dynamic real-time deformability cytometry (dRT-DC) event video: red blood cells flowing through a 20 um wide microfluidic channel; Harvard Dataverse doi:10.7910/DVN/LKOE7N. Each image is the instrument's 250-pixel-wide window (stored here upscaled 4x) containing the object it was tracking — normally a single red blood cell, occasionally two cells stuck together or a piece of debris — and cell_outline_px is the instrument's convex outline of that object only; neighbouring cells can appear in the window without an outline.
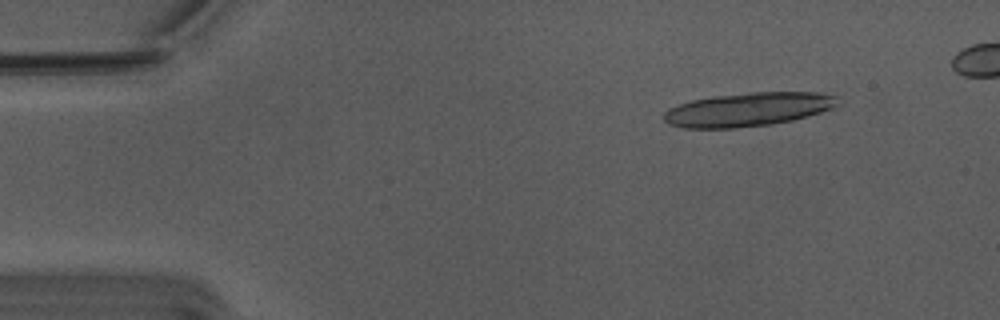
{"species": "Egyptian fruit bat (a non-hibernating species)", "species_latin": "Rousettus aegyptiacus", "temperature_condition": "warm", "stored_images_in_passage": 20, "camera_frame_rate_fps": 3000, "um_per_image_px": 0.085, "animal": {"sex": "male"}, "frame": {"image": 1, "passage_image": 6, "time_ms": 1.667, "image_size_px": [1000, 320], "cell_outline_px": [[840, 104], [832, 108], [808, 116], [792, 120], [768, 124], [736, 128], [684, 128], [668, 124], [664, 120], [664, 112], [668, 108], [692, 100], [712, 96], [748, 92], [816, 92], [840, 96]], "centroid_in_image_um": [63.61, 9.29], "position_along_channel_um": 21.4, "area_um2": 34.33}}